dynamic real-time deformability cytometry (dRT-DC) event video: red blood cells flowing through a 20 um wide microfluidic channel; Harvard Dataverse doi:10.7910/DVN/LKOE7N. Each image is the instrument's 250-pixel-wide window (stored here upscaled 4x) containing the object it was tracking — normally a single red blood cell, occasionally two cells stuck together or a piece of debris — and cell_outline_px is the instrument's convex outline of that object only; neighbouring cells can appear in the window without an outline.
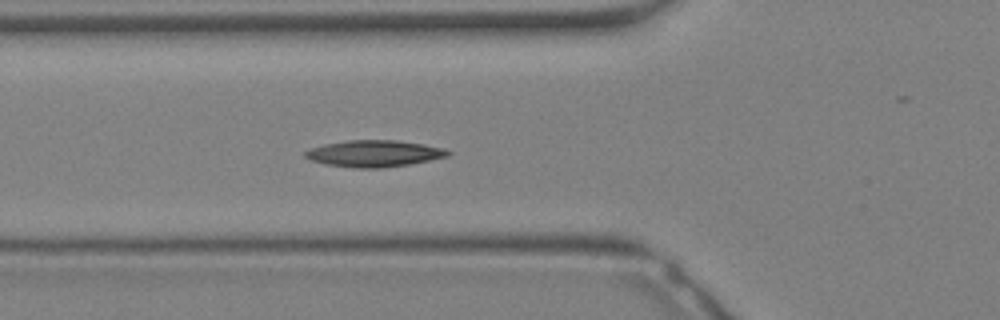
{"species": "Egyptian fruit bat (a non-hibernating species)", "species_latin": "Rousettus aegyptiacus", "temperature_condition": "warm", "stored_images_in_passage": 29, "camera_frame_rate_fps": 3000, "um_per_image_px": 0.085, "animal": {"sex": "female"}, "frame": {"image": 1, "passage_image": 12, "time_ms": 3.667, "image_size_px": [1000, 320], "cell_outline_px": [[452, 152], [448, 156], [408, 164], [380, 168], [356, 168], [324, 164], [312, 160], [304, 156], [304, 152], [312, 148], [324, 144], [348, 140], [396, 140], [424, 144], [444, 148]], "centroid_in_image_um": [31.8, 13.04], "position_along_channel_um": 94.0, "area_um2": 21.96}}
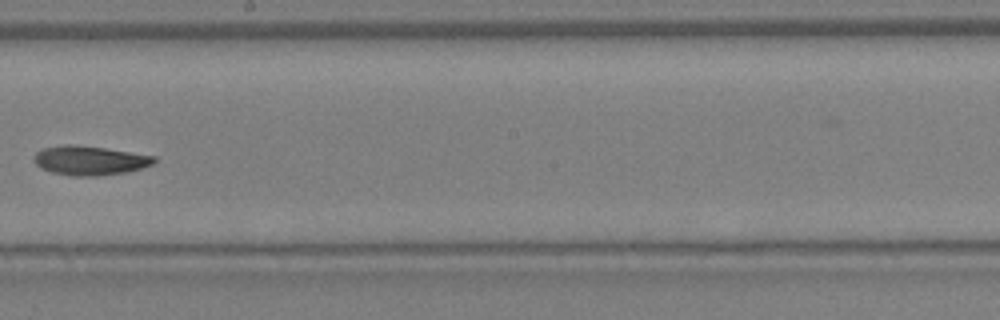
{"frame": {"image": 2, "passage_image": 19, "time_ms": 6.0, "image_size_px": [1000, 320], "cell_outline_px": [[156, 160], [152, 164], [128, 172], [96, 176], [72, 176], [52, 172], [40, 168], [36, 164], [32, 156], [36, 152], [44, 148], [64, 144], [72, 144], [104, 148], [156, 156]], "centroid_in_image_um": [7.6, 13.64], "position_along_channel_um": 240.6, "area_um2": 20.46}}
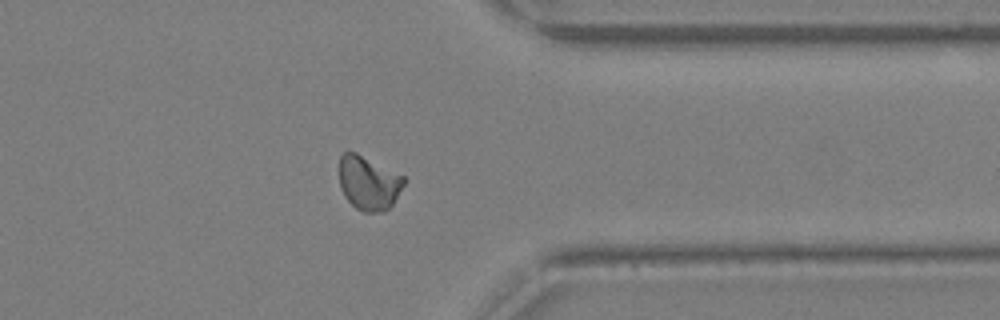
{"frame": {"image": 3, "passage_image": 26, "time_ms": 8.333, "image_size_px": [1000, 320], "cell_outline_px": [[404, 184], [392, 204], [384, 212], [364, 212], [356, 208], [344, 196], [340, 188], [340, 156], [344, 152], [356, 152], [404, 176]], "centroid_in_image_um": [31.32, 15.55], "position_along_channel_um": 380.1, "area_um2": 20.17}}